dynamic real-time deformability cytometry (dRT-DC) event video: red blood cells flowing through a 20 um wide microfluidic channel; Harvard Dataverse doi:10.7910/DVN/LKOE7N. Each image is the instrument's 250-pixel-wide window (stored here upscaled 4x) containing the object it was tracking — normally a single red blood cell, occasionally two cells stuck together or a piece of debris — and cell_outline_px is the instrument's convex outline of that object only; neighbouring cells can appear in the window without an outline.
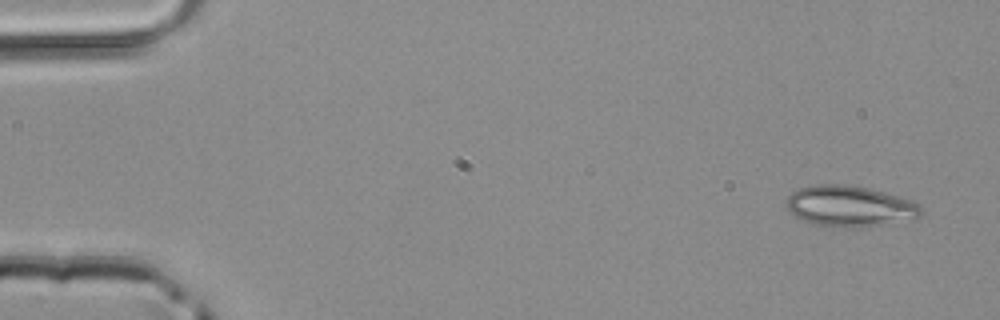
{"species": "common noctule bat (a hibernating species)", "species_latin": "Nyctalus noctula", "temperature_condition": "room temperature", "stored_images_in_passage": 48, "camera_frame_rate_fps": 3000, "um_per_image_px": 0.085, "animal": {"sex": "male", "body_mass_g": 20.4}, "frame": {"image": 1, "passage_image": 2, "time_ms": 0.333, "image_size_px": [1000, 320], "cell_outline_px": [[920, 216], [876, 224], [816, 224], [804, 220], [796, 216], [788, 208], [788, 196], [792, 192], [800, 188], [812, 184], [844, 184], [868, 188], [884, 192], [912, 200], [920, 208]], "centroid_in_image_um": [72.17, 17.44], "position_along_channel_um": 12.8, "area_um2": 30.23}}
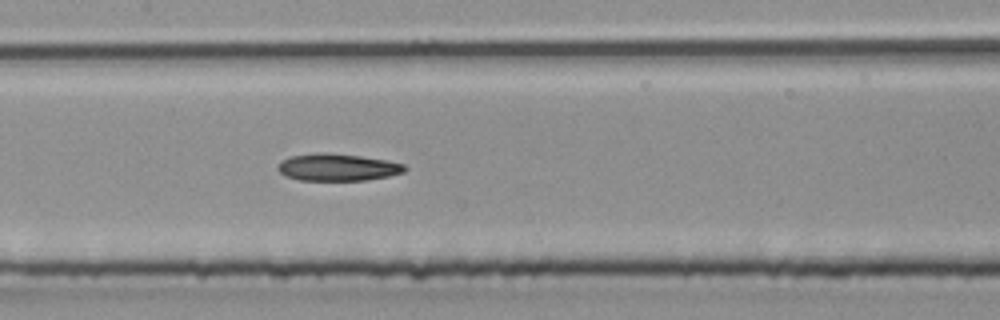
{"frame": {"image": 2, "passage_image": 23, "time_ms": 7.333, "image_size_px": [1000, 320], "cell_outline_px": [[408, 168], [404, 172], [388, 176], [364, 180], [300, 180], [284, 176], [276, 168], [280, 160], [292, 156], [320, 152], [324, 152], [360, 156], [388, 160], [404, 164]], "centroid_in_image_um": [28.68, 14.21], "position_along_channel_um": 178.7, "area_um2": 20.11}}
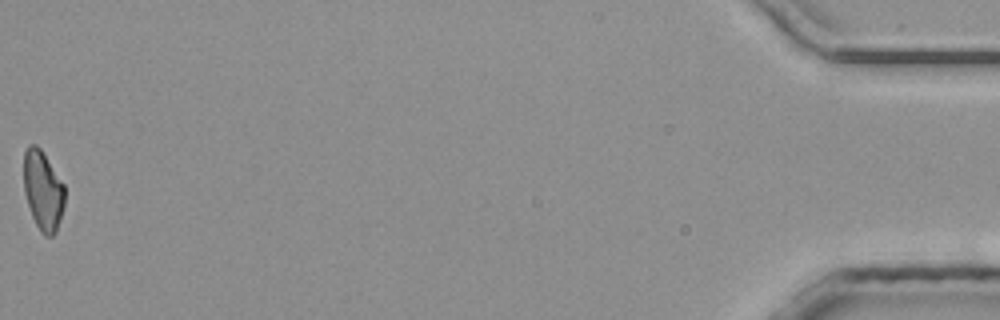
{"frame": {"image": 3, "passage_image": 48, "time_ms": 15.667, "image_size_px": [1000, 320], "cell_outline_px": [[64, 204], [56, 232], [52, 236], [44, 236], [40, 232], [32, 216], [24, 192], [24, 152], [28, 144], [36, 144], [40, 148], [64, 184]], "centroid_in_image_um": [3.64, 16.19], "position_along_channel_um": 431.6, "area_um2": 18.9}}